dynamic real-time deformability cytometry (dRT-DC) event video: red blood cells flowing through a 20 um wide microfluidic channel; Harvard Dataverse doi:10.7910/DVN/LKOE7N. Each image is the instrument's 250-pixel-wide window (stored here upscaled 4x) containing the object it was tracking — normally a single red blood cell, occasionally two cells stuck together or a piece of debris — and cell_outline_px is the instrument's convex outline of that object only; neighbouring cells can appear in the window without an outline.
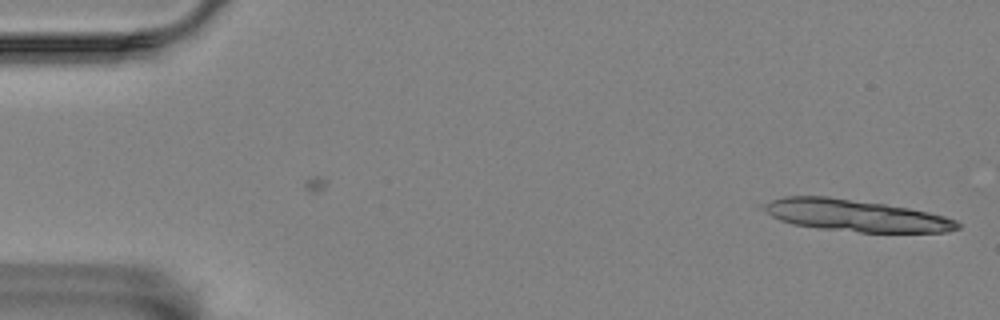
{"species": "Egyptian fruit bat (a non-hibernating species)", "species_latin": "Rousettus aegyptiacus", "temperature_condition": "room temperature", "stored_images_in_passage": 10, "camera_frame_rate_fps": 3000, "um_per_image_px": 0.085, "animal": {"sex": "female"}, "frame": {"image": 1, "passage_image": 1, "time_ms": 0.0, "image_size_px": [1000, 320], "cell_outline_px": [[960, 228], [948, 232], [860, 232], [820, 228], [792, 224], [780, 220], [772, 216], [752, 204], [784, 196], [828, 196], [884, 204], [908, 208], [928, 212], [944, 216], [956, 220], [960, 224]], "centroid_in_image_um": [72.61, 18.3], "position_along_channel_um": 12.4, "area_um2": 36.24}}